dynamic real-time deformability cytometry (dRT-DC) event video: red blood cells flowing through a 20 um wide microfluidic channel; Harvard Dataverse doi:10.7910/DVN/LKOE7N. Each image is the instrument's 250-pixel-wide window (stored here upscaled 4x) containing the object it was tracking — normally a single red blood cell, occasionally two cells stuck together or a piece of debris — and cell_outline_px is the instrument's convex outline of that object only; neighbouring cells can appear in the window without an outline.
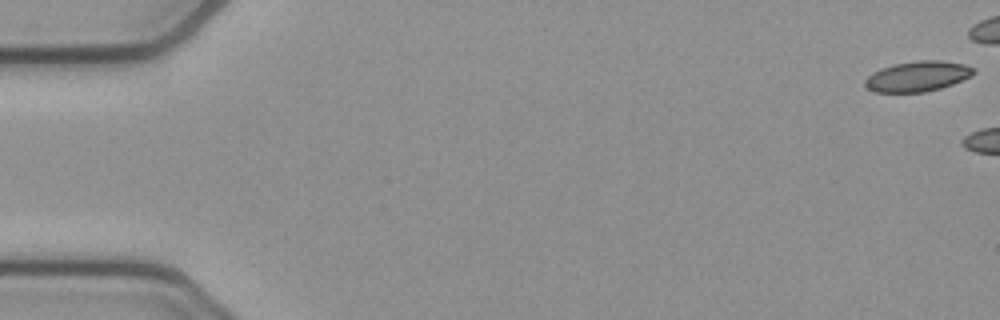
{"species": "common noctule bat (a hibernating species)", "species_latin": "Nyctalus noctula", "temperature_condition": "cold", "stored_images_in_passage": 12, "camera_frame_rate_fps": 3000, "um_per_image_px": 0.085, "animal": {"sex": "female", "body_mass_g": 21.9}, "frame": {"image": 1, "passage_image": 1, "time_ms": 0.0, "image_size_px": [1000, 320], "cell_outline_px": [[976, 72], [972, 76], [952, 84], [940, 88], [924, 92], [876, 92], [868, 88], [864, 84], [864, 80], [872, 72], [880, 68], [896, 64], [920, 60], [940, 60], [964, 64], [972, 68]], "centroid_in_image_um": [77.99, 6.49], "position_along_channel_um": 7.0, "area_um2": 19.07}}